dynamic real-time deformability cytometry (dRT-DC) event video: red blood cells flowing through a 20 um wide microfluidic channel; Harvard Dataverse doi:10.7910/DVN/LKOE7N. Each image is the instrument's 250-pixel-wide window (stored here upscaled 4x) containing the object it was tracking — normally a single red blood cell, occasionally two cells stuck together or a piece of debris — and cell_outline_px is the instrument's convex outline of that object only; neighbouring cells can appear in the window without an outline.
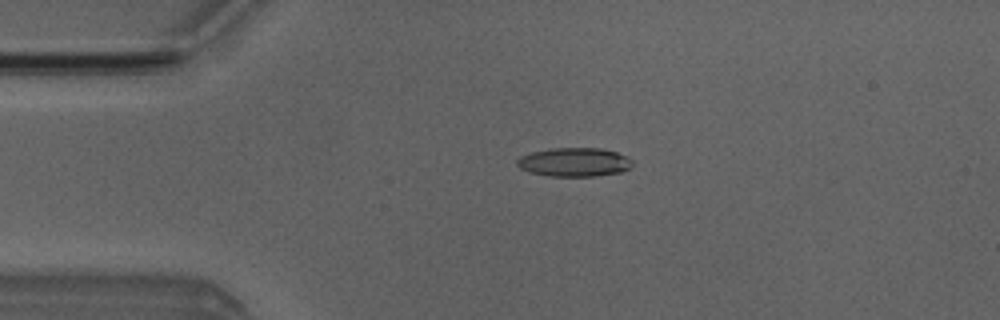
{"species": "Egyptian fruit bat (a non-hibernating species)", "species_latin": "Rousettus aegyptiacus", "temperature_condition": "room temperature", "stored_images_in_passage": 5, "camera_frame_rate_fps": 3000, "um_per_image_px": 0.085, "animal": {"sex": "male"}, "frame": {"image": 1, "passage_image": 4, "time_ms": 3.333, "image_size_px": [1000, 320], "cell_outline_px": [[632, 164], [628, 168], [620, 172], [592, 176], [548, 176], [528, 172], [520, 168], [516, 164], [516, 160], [520, 156], [532, 152], [552, 148], [600, 148], [616, 152], [628, 156], [632, 160]], "centroid_in_image_um": [48.78, 13.78], "position_along_channel_um": 36.2, "area_um2": 19.36}}